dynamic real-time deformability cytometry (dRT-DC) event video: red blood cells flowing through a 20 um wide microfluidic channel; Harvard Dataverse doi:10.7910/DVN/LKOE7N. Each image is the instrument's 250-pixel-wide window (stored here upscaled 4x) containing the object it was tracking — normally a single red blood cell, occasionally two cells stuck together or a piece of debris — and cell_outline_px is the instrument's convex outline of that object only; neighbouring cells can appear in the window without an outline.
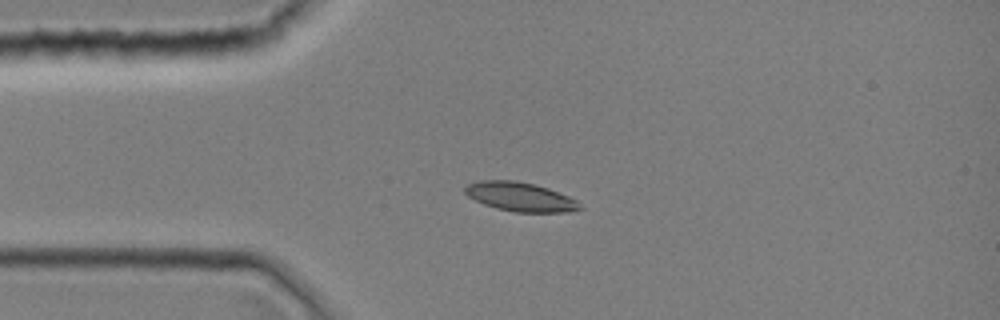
{"species": "common noctule bat (a hibernating species)", "species_latin": "Nyctalus noctula", "temperature_condition": "room temperature", "stored_images_in_passage": 1, "camera_frame_rate_fps": 3000, "um_per_image_px": 0.085, "animal": {"sex": "female", "body_mass_g": 19.0, "forearm_length_mm": 51.5}, "frame": {"image": 1, "passage_image": 1, "time_ms": 0.0, "image_size_px": [1000, 320], "cell_outline_px": [[584, 208], [568, 212], [516, 212], [496, 208], [484, 204], [468, 196], [464, 192], [464, 188], [468, 184], [480, 180], [516, 180], [548, 188], [568, 196], [576, 200]], "centroid_in_image_um": [44.22, 16.73], "position_along_channel_um": 40.8, "area_um2": 19.36}}